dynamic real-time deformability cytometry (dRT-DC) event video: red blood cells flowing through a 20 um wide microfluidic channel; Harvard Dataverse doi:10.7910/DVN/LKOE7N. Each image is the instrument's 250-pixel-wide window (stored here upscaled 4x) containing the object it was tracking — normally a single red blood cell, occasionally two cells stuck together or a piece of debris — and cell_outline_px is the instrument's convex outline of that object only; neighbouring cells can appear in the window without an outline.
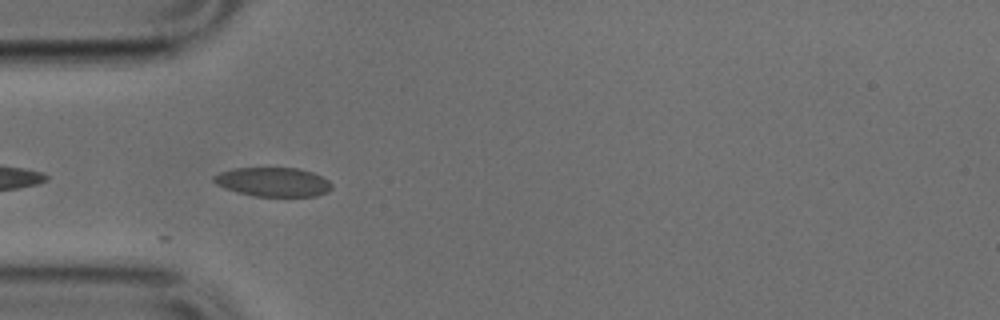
{"species": "common noctule bat (a hibernating species)", "species_latin": "Nyctalus noctula", "temperature_condition": "cold", "stored_images_in_passage": 8, "camera_frame_rate_fps": 3000, "um_per_image_px": 0.085, "animal": {"sex": "male", "body_mass_g": 17.9, "forearm_length_mm": 54.2}, "frame": {"image": 1, "passage_image": 2, "time_ms": 0.333, "image_size_px": [1000, 320], "cell_outline_px": [[332, 188], [328, 192], [316, 196], [252, 196], [216, 184], [212, 180], [212, 176], [220, 172], [232, 168], [300, 168], [312, 172], [328, 180], [332, 184]], "centroid_in_image_um": [23.23, 15.46], "position_along_channel_um": 61.8, "area_um2": 19.94}}